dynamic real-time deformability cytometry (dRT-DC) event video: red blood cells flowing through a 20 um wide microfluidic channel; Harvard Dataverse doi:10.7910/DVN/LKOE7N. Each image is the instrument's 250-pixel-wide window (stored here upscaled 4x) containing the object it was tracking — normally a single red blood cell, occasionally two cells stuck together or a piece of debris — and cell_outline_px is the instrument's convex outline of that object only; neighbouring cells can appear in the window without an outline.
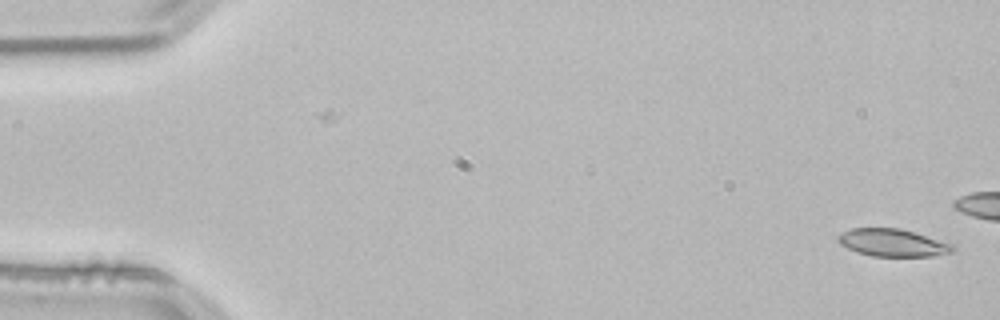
{"species": "common noctule bat (a hibernating species)", "species_latin": "Nyctalus noctula", "temperature_condition": "room temperature", "stored_images_in_passage": 15, "camera_frame_rate_fps": 3000, "um_per_image_px": 0.085, "animal": {"sex": "male", "body_mass_g": 21.5, "forearm_length_mm": 52.0}, "frame": {"image": 1, "passage_image": 1, "time_ms": 0.0, "image_size_px": [1000, 320], "cell_outline_px": [[956, 248], [952, 252], [932, 256], [872, 256], [856, 252], [840, 244], [836, 240], [836, 236], [852, 228], [900, 228], [916, 232], [952, 244]], "centroid_in_image_um": [75.87, 20.63], "position_along_channel_um": 9.1, "area_um2": 18.44}}